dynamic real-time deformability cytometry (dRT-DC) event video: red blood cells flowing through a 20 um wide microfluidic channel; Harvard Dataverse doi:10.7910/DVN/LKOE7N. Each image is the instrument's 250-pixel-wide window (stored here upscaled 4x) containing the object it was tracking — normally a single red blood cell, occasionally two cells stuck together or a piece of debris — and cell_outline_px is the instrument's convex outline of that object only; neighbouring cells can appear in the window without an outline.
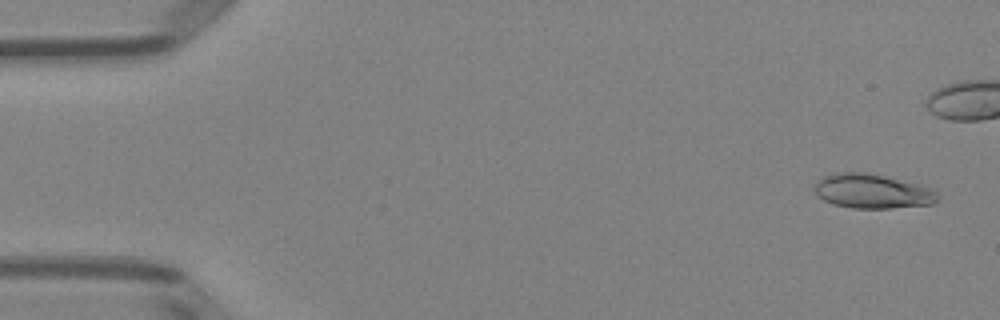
{"species": "Egyptian fruit bat (a non-hibernating species)", "species_latin": "Rousettus aegyptiacus", "temperature_condition": "room temperature", "stored_images_in_passage": 41, "camera_frame_rate_fps": 3000, "um_per_image_px": 0.085, "animal": {"sex": "female"}, "frame": {"image": 1, "passage_image": 2, "time_ms": 0.333, "image_size_px": [1000, 320], "cell_outline_px": [[940, 200], [936, 204], [892, 208], [852, 208], [832, 204], [816, 196], [812, 188], [816, 180], [832, 172], [864, 172], [924, 184], [932, 188], [940, 196]], "centroid_in_image_um": [74.16, 16.25], "position_along_channel_um": 10.8, "area_um2": 25.43}}
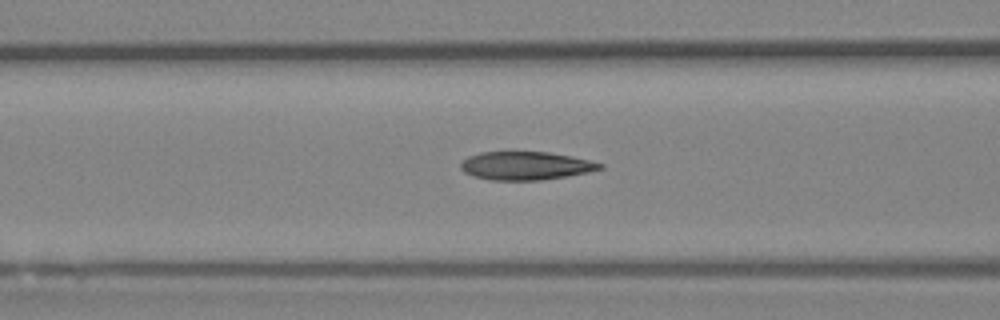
{"frame": {"image": 2, "passage_image": 20, "time_ms": 6.333, "image_size_px": [1000, 320], "cell_outline_px": [[604, 168], [588, 172], [568, 176], [544, 180], [488, 180], [472, 176], [464, 172], [460, 168], [460, 164], [468, 156], [480, 152], [548, 152], [588, 160], [604, 164]], "centroid_in_image_um": [44.66, 14.1], "position_along_channel_um": 121.9, "area_um2": 22.95}}
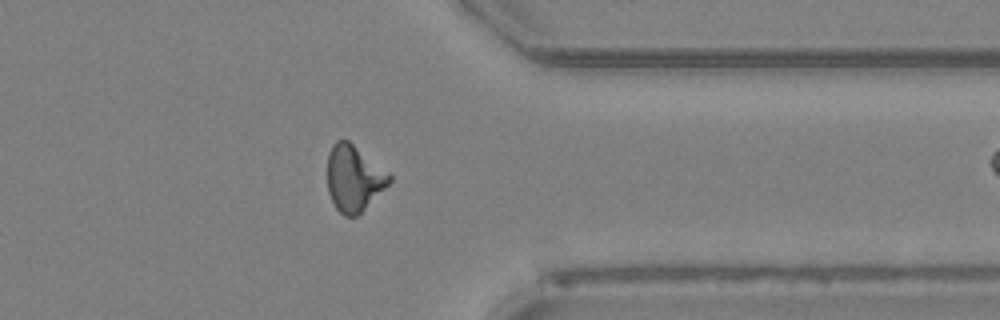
{"frame": {"image": 3, "passage_image": 40, "time_ms": 13.0, "image_size_px": [1000, 320], "cell_outline_px": [[392, 180], [356, 216], [344, 216], [336, 208], [328, 192], [328, 152], [332, 144], [336, 140], [348, 140], [388, 172], [392, 176]], "centroid_in_image_um": [30.05, 15.13], "position_along_channel_um": 381.3, "area_um2": 23.41}}